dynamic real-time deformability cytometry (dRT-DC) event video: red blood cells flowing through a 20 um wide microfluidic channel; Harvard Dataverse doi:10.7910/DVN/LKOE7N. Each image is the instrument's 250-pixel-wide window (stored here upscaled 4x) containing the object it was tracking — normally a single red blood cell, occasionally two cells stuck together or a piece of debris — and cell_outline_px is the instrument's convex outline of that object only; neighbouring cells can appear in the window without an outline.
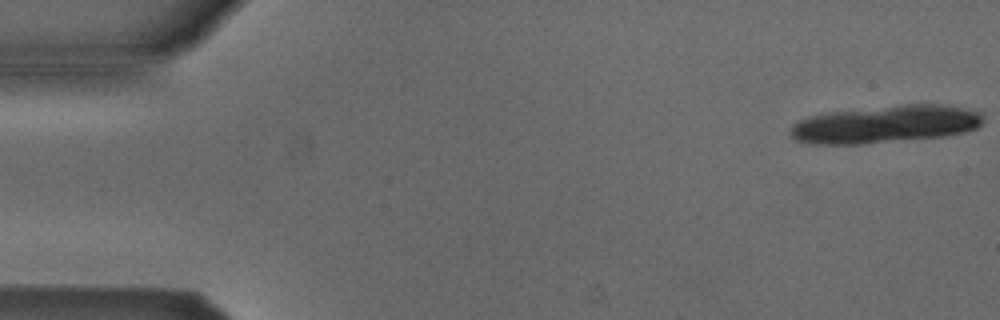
{"species": "Egyptian fruit bat (a non-hibernating species)", "species_latin": "Rousettus aegyptiacus", "temperature_condition": "cold", "stored_images_in_passage": 7, "camera_frame_rate_fps": 3000, "um_per_image_px": 0.085, "animal": {"sex": "male"}, "frame": {"image": 1, "passage_image": 1, "time_ms": 0.0, "image_size_px": [1000, 320], "cell_outline_px": [[984, 120], [976, 128], [964, 132], [944, 136], [860, 144], [812, 144], [796, 140], [792, 136], [792, 124], [808, 116], [824, 112], [904, 104], [948, 104], [980, 112], [984, 116]], "centroid_in_image_um": [75.27, 10.54], "position_along_channel_um": 9.7, "area_um2": 42.31}}
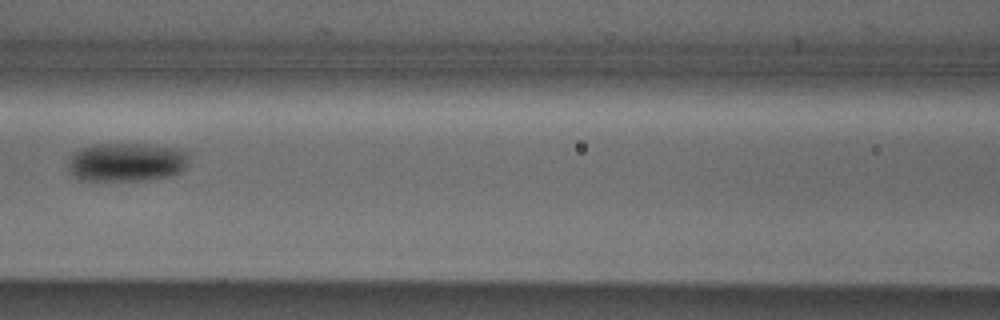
{"frame": {"image": 2, "passage_image": 7, "time_ms": 2.0, "image_size_px": [1000, 320], "cell_outline_px": [[188, 164], [180, 172], [172, 176], [148, 180], [76, 180], [68, 172], [68, 160], [80, 148], [96, 144], [152, 144], [180, 148], [188, 152]], "centroid_in_image_um": [10.77, 13.78], "position_along_channel_um": 155.8, "area_um2": 27.74}}